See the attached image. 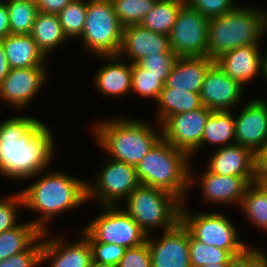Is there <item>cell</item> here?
Returning <instances> with one entry per match:
<instances>
[{
	"label": "cell",
	"mask_w": 267,
	"mask_h": 267,
	"mask_svg": "<svg viewBox=\"0 0 267 267\" xmlns=\"http://www.w3.org/2000/svg\"><path fill=\"white\" fill-rule=\"evenodd\" d=\"M44 170L45 175L20 190L23 208L40 216L31 222L41 231L49 230L48 223L56 215L87 203V180H82L62 171ZM52 169V170H51ZM47 171V172H45Z\"/></svg>",
	"instance_id": "7a4b0ae2"
},
{
	"label": "cell",
	"mask_w": 267,
	"mask_h": 267,
	"mask_svg": "<svg viewBox=\"0 0 267 267\" xmlns=\"http://www.w3.org/2000/svg\"><path fill=\"white\" fill-rule=\"evenodd\" d=\"M235 116L236 143L257 154L267 144V101L253 98Z\"/></svg>",
	"instance_id": "9a60e30c"
},
{
	"label": "cell",
	"mask_w": 267,
	"mask_h": 267,
	"mask_svg": "<svg viewBox=\"0 0 267 267\" xmlns=\"http://www.w3.org/2000/svg\"><path fill=\"white\" fill-rule=\"evenodd\" d=\"M131 72V94L135 92L141 97L157 101L168 76H153L137 63H131Z\"/></svg>",
	"instance_id": "e575fe53"
},
{
	"label": "cell",
	"mask_w": 267,
	"mask_h": 267,
	"mask_svg": "<svg viewBox=\"0 0 267 267\" xmlns=\"http://www.w3.org/2000/svg\"><path fill=\"white\" fill-rule=\"evenodd\" d=\"M207 160L209 172L224 176L256 177V154L237 143L218 148Z\"/></svg>",
	"instance_id": "44dd1931"
},
{
	"label": "cell",
	"mask_w": 267,
	"mask_h": 267,
	"mask_svg": "<svg viewBox=\"0 0 267 267\" xmlns=\"http://www.w3.org/2000/svg\"><path fill=\"white\" fill-rule=\"evenodd\" d=\"M155 103L159 109L156 116L159 125L170 116L202 107L200 93L172 87H163Z\"/></svg>",
	"instance_id": "484cf974"
},
{
	"label": "cell",
	"mask_w": 267,
	"mask_h": 267,
	"mask_svg": "<svg viewBox=\"0 0 267 267\" xmlns=\"http://www.w3.org/2000/svg\"><path fill=\"white\" fill-rule=\"evenodd\" d=\"M90 267H118V266L113 265V264L100 263V262L92 260Z\"/></svg>",
	"instance_id": "681fc988"
},
{
	"label": "cell",
	"mask_w": 267,
	"mask_h": 267,
	"mask_svg": "<svg viewBox=\"0 0 267 267\" xmlns=\"http://www.w3.org/2000/svg\"><path fill=\"white\" fill-rule=\"evenodd\" d=\"M214 63L208 56L178 57L163 87L200 93L205 75Z\"/></svg>",
	"instance_id": "603a6c76"
},
{
	"label": "cell",
	"mask_w": 267,
	"mask_h": 267,
	"mask_svg": "<svg viewBox=\"0 0 267 267\" xmlns=\"http://www.w3.org/2000/svg\"><path fill=\"white\" fill-rule=\"evenodd\" d=\"M211 113V109L202 106L166 118L160 124L162 139L190 156L201 144L206 120Z\"/></svg>",
	"instance_id": "7c38bea8"
},
{
	"label": "cell",
	"mask_w": 267,
	"mask_h": 267,
	"mask_svg": "<svg viewBox=\"0 0 267 267\" xmlns=\"http://www.w3.org/2000/svg\"><path fill=\"white\" fill-rule=\"evenodd\" d=\"M208 24L209 19L186 2L168 36L171 50L178 57L207 56Z\"/></svg>",
	"instance_id": "8fae6325"
},
{
	"label": "cell",
	"mask_w": 267,
	"mask_h": 267,
	"mask_svg": "<svg viewBox=\"0 0 267 267\" xmlns=\"http://www.w3.org/2000/svg\"><path fill=\"white\" fill-rule=\"evenodd\" d=\"M126 201L124 210L147 235L160 228L168 230L180 221L182 202L164 190L140 184Z\"/></svg>",
	"instance_id": "8992f818"
},
{
	"label": "cell",
	"mask_w": 267,
	"mask_h": 267,
	"mask_svg": "<svg viewBox=\"0 0 267 267\" xmlns=\"http://www.w3.org/2000/svg\"><path fill=\"white\" fill-rule=\"evenodd\" d=\"M185 3L186 0H157L140 25L152 32L169 36L179 10Z\"/></svg>",
	"instance_id": "f1b7e54d"
},
{
	"label": "cell",
	"mask_w": 267,
	"mask_h": 267,
	"mask_svg": "<svg viewBox=\"0 0 267 267\" xmlns=\"http://www.w3.org/2000/svg\"><path fill=\"white\" fill-rule=\"evenodd\" d=\"M255 182L262 188L267 194V177H256Z\"/></svg>",
	"instance_id": "7dc6e473"
},
{
	"label": "cell",
	"mask_w": 267,
	"mask_h": 267,
	"mask_svg": "<svg viewBox=\"0 0 267 267\" xmlns=\"http://www.w3.org/2000/svg\"><path fill=\"white\" fill-rule=\"evenodd\" d=\"M186 2L209 20L224 15L237 6L234 0H186Z\"/></svg>",
	"instance_id": "f35d334b"
},
{
	"label": "cell",
	"mask_w": 267,
	"mask_h": 267,
	"mask_svg": "<svg viewBox=\"0 0 267 267\" xmlns=\"http://www.w3.org/2000/svg\"><path fill=\"white\" fill-rule=\"evenodd\" d=\"M260 44H250L221 54L215 63L243 87L262 73L263 53Z\"/></svg>",
	"instance_id": "ffe728a7"
},
{
	"label": "cell",
	"mask_w": 267,
	"mask_h": 267,
	"mask_svg": "<svg viewBox=\"0 0 267 267\" xmlns=\"http://www.w3.org/2000/svg\"><path fill=\"white\" fill-rule=\"evenodd\" d=\"M237 5L209 20L207 56L213 60L238 47L260 44L267 31V11Z\"/></svg>",
	"instance_id": "277c9868"
},
{
	"label": "cell",
	"mask_w": 267,
	"mask_h": 267,
	"mask_svg": "<svg viewBox=\"0 0 267 267\" xmlns=\"http://www.w3.org/2000/svg\"><path fill=\"white\" fill-rule=\"evenodd\" d=\"M41 252L42 234L25 251L0 261V267H39Z\"/></svg>",
	"instance_id": "8d00e7d4"
},
{
	"label": "cell",
	"mask_w": 267,
	"mask_h": 267,
	"mask_svg": "<svg viewBox=\"0 0 267 267\" xmlns=\"http://www.w3.org/2000/svg\"><path fill=\"white\" fill-rule=\"evenodd\" d=\"M123 28L111 0H87L86 20L80 38L91 54L95 57L118 55Z\"/></svg>",
	"instance_id": "52a82bcc"
},
{
	"label": "cell",
	"mask_w": 267,
	"mask_h": 267,
	"mask_svg": "<svg viewBox=\"0 0 267 267\" xmlns=\"http://www.w3.org/2000/svg\"><path fill=\"white\" fill-rule=\"evenodd\" d=\"M10 69L11 68L9 66L8 59L6 57V53L3 48V44L0 41V85L3 79L7 76Z\"/></svg>",
	"instance_id": "bcb514c9"
},
{
	"label": "cell",
	"mask_w": 267,
	"mask_h": 267,
	"mask_svg": "<svg viewBox=\"0 0 267 267\" xmlns=\"http://www.w3.org/2000/svg\"><path fill=\"white\" fill-rule=\"evenodd\" d=\"M234 267H267V255L264 250L251 246L245 254L237 257Z\"/></svg>",
	"instance_id": "b9f144b4"
},
{
	"label": "cell",
	"mask_w": 267,
	"mask_h": 267,
	"mask_svg": "<svg viewBox=\"0 0 267 267\" xmlns=\"http://www.w3.org/2000/svg\"><path fill=\"white\" fill-rule=\"evenodd\" d=\"M235 263H222V264H208L202 267H234Z\"/></svg>",
	"instance_id": "f907efd6"
},
{
	"label": "cell",
	"mask_w": 267,
	"mask_h": 267,
	"mask_svg": "<svg viewBox=\"0 0 267 267\" xmlns=\"http://www.w3.org/2000/svg\"><path fill=\"white\" fill-rule=\"evenodd\" d=\"M87 0H72L58 14L64 34L70 38H80L86 20Z\"/></svg>",
	"instance_id": "d6a6232c"
},
{
	"label": "cell",
	"mask_w": 267,
	"mask_h": 267,
	"mask_svg": "<svg viewBox=\"0 0 267 267\" xmlns=\"http://www.w3.org/2000/svg\"><path fill=\"white\" fill-rule=\"evenodd\" d=\"M182 203L180 221L190 235L208 245L228 250L234 257L245 254L251 247L240 240L238 230L232 220L219 212L190 213Z\"/></svg>",
	"instance_id": "ba28073f"
},
{
	"label": "cell",
	"mask_w": 267,
	"mask_h": 267,
	"mask_svg": "<svg viewBox=\"0 0 267 267\" xmlns=\"http://www.w3.org/2000/svg\"><path fill=\"white\" fill-rule=\"evenodd\" d=\"M239 208L250 224L267 232V194L256 182L248 186Z\"/></svg>",
	"instance_id": "f546056e"
},
{
	"label": "cell",
	"mask_w": 267,
	"mask_h": 267,
	"mask_svg": "<svg viewBox=\"0 0 267 267\" xmlns=\"http://www.w3.org/2000/svg\"><path fill=\"white\" fill-rule=\"evenodd\" d=\"M243 88L214 63L208 69L202 84L200 92L202 106L212 111H231L236 104H241Z\"/></svg>",
	"instance_id": "ac0fdd59"
},
{
	"label": "cell",
	"mask_w": 267,
	"mask_h": 267,
	"mask_svg": "<svg viewBox=\"0 0 267 267\" xmlns=\"http://www.w3.org/2000/svg\"><path fill=\"white\" fill-rule=\"evenodd\" d=\"M157 0H111L117 19L123 27L138 25L153 9Z\"/></svg>",
	"instance_id": "836d02e7"
},
{
	"label": "cell",
	"mask_w": 267,
	"mask_h": 267,
	"mask_svg": "<svg viewBox=\"0 0 267 267\" xmlns=\"http://www.w3.org/2000/svg\"><path fill=\"white\" fill-rule=\"evenodd\" d=\"M49 233L42 232L41 264L49 262L48 267H90L92 251L84 234L79 240L70 243L63 236L49 238Z\"/></svg>",
	"instance_id": "e0dca14e"
},
{
	"label": "cell",
	"mask_w": 267,
	"mask_h": 267,
	"mask_svg": "<svg viewBox=\"0 0 267 267\" xmlns=\"http://www.w3.org/2000/svg\"><path fill=\"white\" fill-rule=\"evenodd\" d=\"M190 156L162 138L135 167L141 185L164 190L182 203L190 188Z\"/></svg>",
	"instance_id": "5b68a950"
},
{
	"label": "cell",
	"mask_w": 267,
	"mask_h": 267,
	"mask_svg": "<svg viewBox=\"0 0 267 267\" xmlns=\"http://www.w3.org/2000/svg\"><path fill=\"white\" fill-rule=\"evenodd\" d=\"M177 58L175 53H159V55H148L137 64L153 76H168Z\"/></svg>",
	"instance_id": "74e56055"
},
{
	"label": "cell",
	"mask_w": 267,
	"mask_h": 267,
	"mask_svg": "<svg viewBox=\"0 0 267 267\" xmlns=\"http://www.w3.org/2000/svg\"><path fill=\"white\" fill-rule=\"evenodd\" d=\"M41 234L31 221L0 233V261L25 251Z\"/></svg>",
	"instance_id": "83f0119b"
},
{
	"label": "cell",
	"mask_w": 267,
	"mask_h": 267,
	"mask_svg": "<svg viewBox=\"0 0 267 267\" xmlns=\"http://www.w3.org/2000/svg\"><path fill=\"white\" fill-rule=\"evenodd\" d=\"M0 41L11 69L46 67V57L37 47L31 34H10Z\"/></svg>",
	"instance_id": "cb8c5ba5"
},
{
	"label": "cell",
	"mask_w": 267,
	"mask_h": 267,
	"mask_svg": "<svg viewBox=\"0 0 267 267\" xmlns=\"http://www.w3.org/2000/svg\"><path fill=\"white\" fill-rule=\"evenodd\" d=\"M118 267H152L147 241L140 246L126 249Z\"/></svg>",
	"instance_id": "60d3db41"
},
{
	"label": "cell",
	"mask_w": 267,
	"mask_h": 267,
	"mask_svg": "<svg viewBox=\"0 0 267 267\" xmlns=\"http://www.w3.org/2000/svg\"><path fill=\"white\" fill-rule=\"evenodd\" d=\"M233 114L232 111H212L206 120L201 144L190 155V158L195 157V154L199 152V150L201 151L205 144L218 145L219 148H221L236 143Z\"/></svg>",
	"instance_id": "d4e9b609"
},
{
	"label": "cell",
	"mask_w": 267,
	"mask_h": 267,
	"mask_svg": "<svg viewBox=\"0 0 267 267\" xmlns=\"http://www.w3.org/2000/svg\"><path fill=\"white\" fill-rule=\"evenodd\" d=\"M190 167V187L194 186L197 180L201 185L202 197L205 201L211 204L241 205L243 196L248 186L255 182L256 177H239V176H224L209 172L206 168L202 175L195 176ZM201 176V177H200Z\"/></svg>",
	"instance_id": "2e32d148"
},
{
	"label": "cell",
	"mask_w": 267,
	"mask_h": 267,
	"mask_svg": "<svg viewBox=\"0 0 267 267\" xmlns=\"http://www.w3.org/2000/svg\"><path fill=\"white\" fill-rule=\"evenodd\" d=\"M10 34L8 7L5 1H0V40Z\"/></svg>",
	"instance_id": "ee69618b"
},
{
	"label": "cell",
	"mask_w": 267,
	"mask_h": 267,
	"mask_svg": "<svg viewBox=\"0 0 267 267\" xmlns=\"http://www.w3.org/2000/svg\"><path fill=\"white\" fill-rule=\"evenodd\" d=\"M94 178V183L87 180V201L94 199L102 206H119L140 185L134 166L110 158Z\"/></svg>",
	"instance_id": "30bf717a"
},
{
	"label": "cell",
	"mask_w": 267,
	"mask_h": 267,
	"mask_svg": "<svg viewBox=\"0 0 267 267\" xmlns=\"http://www.w3.org/2000/svg\"><path fill=\"white\" fill-rule=\"evenodd\" d=\"M263 60H262V77L267 82V52L263 53Z\"/></svg>",
	"instance_id": "c3c4849f"
},
{
	"label": "cell",
	"mask_w": 267,
	"mask_h": 267,
	"mask_svg": "<svg viewBox=\"0 0 267 267\" xmlns=\"http://www.w3.org/2000/svg\"><path fill=\"white\" fill-rule=\"evenodd\" d=\"M155 125L157 130L146 121L115 117L95 122L92 131L110 159L136 167L162 138L160 125Z\"/></svg>",
	"instance_id": "3957f363"
},
{
	"label": "cell",
	"mask_w": 267,
	"mask_h": 267,
	"mask_svg": "<svg viewBox=\"0 0 267 267\" xmlns=\"http://www.w3.org/2000/svg\"><path fill=\"white\" fill-rule=\"evenodd\" d=\"M189 256L191 267H202L214 263H236L237 260V257H234L228 250H223L196 240L190 233Z\"/></svg>",
	"instance_id": "1f68e13d"
},
{
	"label": "cell",
	"mask_w": 267,
	"mask_h": 267,
	"mask_svg": "<svg viewBox=\"0 0 267 267\" xmlns=\"http://www.w3.org/2000/svg\"><path fill=\"white\" fill-rule=\"evenodd\" d=\"M42 120L27 115L0 122V173L26 181L43 174L53 161L55 137Z\"/></svg>",
	"instance_id": "6da1fadb"
},
{
	"label": "cell",
	"mask_w": 267,
	"mask_h": 267,
	"mask_svg": "<svg viewBox=\"0 0 267 267\" xmlns=\"http://www.w3.org/2000/svg\"><path fill=\"white\" fill-rule=\"evenodd\" d=\"M174 53L169 44V37L138 25L123 28L122 44L118 55L128 58L130 63H137L148 55Z\"/></svg>",
	"instance_id": "d6986e66"
},
{
	"label": "cell",
	"mask_w": 267,
	"mask_h": 267,
	"mask_svg": "<svg viewBox=\"0 0 267 267\" xmlns=\"http://www.w3.org/2000/svg\"><path fill=\"white\" fill-rule=\"evenodd\" d=\"M97 57L106 60V65L100 66L94 75L96 91L111 98L128 96L131 93V63L119 55H98Z\"/></svg>",
	"instance_id": "7402d4cb"
},
{
	"label": "cell",
	"mask_w": 267,
	"mask_h": 267,
	"mask_svg": "<svg viewBox=\"0 0 267 267\" xmlns=\"http://www.w3.org/2000/svg\"><path fill=\"white\" fill-rule=\"evenodd\" d=\"M256 177H267V144L256 154Z\"/></svg>",
	"instance_id": "f6af8a7d"
},
{
	"label": "cell",
	"mask_w": 267,
	"mask_h": 267,
	"mask_svg": "<svg viewBox=\"0 0 267 267\" xmlns=\"http://www.w3.org/2000/svg\"><path fill=\"white\" fill-rule=\"evenodd\" d=\"M89 244L92 251V260L117 266L127 249L113 243L89 242Z\"/></svg>",
	"instance_id": "ab89813d"
},
{
	"label": "cell",
	"mask_w": 267,
	"mask_h": 267,
	"mask_svg": "<svg viewBox=\"0 0 267 267\" xmlns=\"http://www.w3.org/2000/svg\"><path fill=\"white\" fill-rule=\"evenodd\" d=\"M48 67L10 69L0 85V99L16 110L27 108L48 78Z\"/></svg>",
	"instance_id": "4fadbf2b"
},
{
	"label": "cell",
	"mask_w": 267,
	"mask_h": 267,
	"mask_svg": "<svg viewBox=\"0 0 267 267\" xmlns=\"http://www.w3.org/2000/svg\"><path fill=\"white\" fill-rule=\"evenodd\" d=\"M24 207L21 192H14L10 196L0 200V233L10 230L19 225V208Z\"/></svg>",
	"instance_id": "d590c367"
},
{
	"label": "cell",
	"mask_w": 267,
	"mask_h": 267,
	"mask_svg": "<svg viewBox=\"0 0 267 267\" xmlns=\"http://www.w3.org/2000/svg\"><path fill=\"white\" fill-rule=\"evenodd\" d=\"M31 36L39 50L48 58L52 50L66 42L59 17L57 14H45L38 12L33 24Z\"/></svg>",
	"instance_id": "4316f807"
},
{
	"label": "cell",
	"mask_w": 267,
	"mask_h": 267,
	"mask_svg": "<svg viewBox=\"0 0 267 267\" xmlns=\"http://www.w3.org/2000/svg\"><path fill=\"white\" fill-rule=\"evenodd\" d=\"M161 233L157 241L151 234L147 235L152 267H191L189 231L182 222Z\"/></svg>",
	"instance_id": "5bb4252c"
},
{
	"label": "cell",
	"mask_w": 267,
	"mask_h": 267,
	"mask_svg": "<svg viewBox=\"0 0 267 267\" xmlns=\"http://www.w3.org/2000/svg\"><path fill=\"white\" fill-rule=\"evenodd\" d=\"M72 0H36L38 12L45 14H59Z\"/></svg>",
	"instance_id": "7bdbcfd3"
},
{
	"label": "cell",
	"mask_w": 267,
	"mask_h": 267,
	"mask_svg": "<svg viewBox=\"0 0 267 267\" xmlns=\"http://www.w3.org/2000/svg\"><path fill=\"white\" fill-rule=\"evenodd\" d=\"M99 216L80 230L89 242L117 244L133 248L146 242L147 234L135 220L118 206H102Z\"/></svg>",
	"instance_id": "9c48e42d"
},
{
	"label": "cell",
	"mask_w": 267,
	"mask_h": 267,
	"mask_svg": "<svg viewBox=\"0 0 267 267\" xmlns=\"http://www.w3.org/2000/svg\"><path fill=\"white\" fill-rule=\"evenodd\" d=\"M11 34H31L38 13L36 0H6Z\"/></svg>",
	"instance_id": "4dcf8cb0"
}]
</instances>
